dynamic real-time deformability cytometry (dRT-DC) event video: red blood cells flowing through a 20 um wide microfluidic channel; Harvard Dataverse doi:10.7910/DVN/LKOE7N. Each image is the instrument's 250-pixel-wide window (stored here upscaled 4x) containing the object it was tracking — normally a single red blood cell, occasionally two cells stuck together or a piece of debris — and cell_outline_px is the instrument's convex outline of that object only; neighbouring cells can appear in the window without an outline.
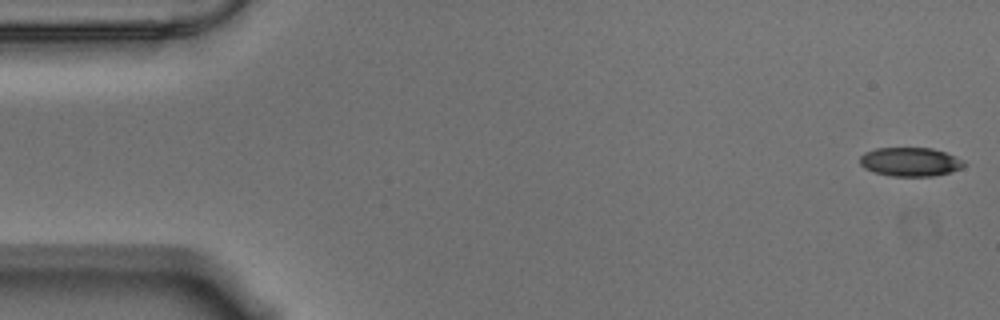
{"species": "Egyptian fruit bat (a non-hibernating species)", "species_latin": "Rousettus aegyptiacus", "temperature_condition": "warm", "stored_images_in_passage": 57, "camera_frame_rate_fps": 3000, "um_per_image_px": 0.085, "animal": {"sex": "male"}, "frame": {"image": 1, "passage_image": 1, "time_ms": 0.0, "image_size_px": [1000, 320], "cell_outline_px": [[968, 164], [960, 168], [948, 172], [932, 176], [892, 176], [876, 172], [864, 168], [860, 164], [860, 156], [864, 152], [876, 148], [932, 148], [956, 156], [964, 160]], "centroid_in_image_um": [77.37, 13.75], "position_along_channel_um": 7.6, "area_um2": 17.46}}
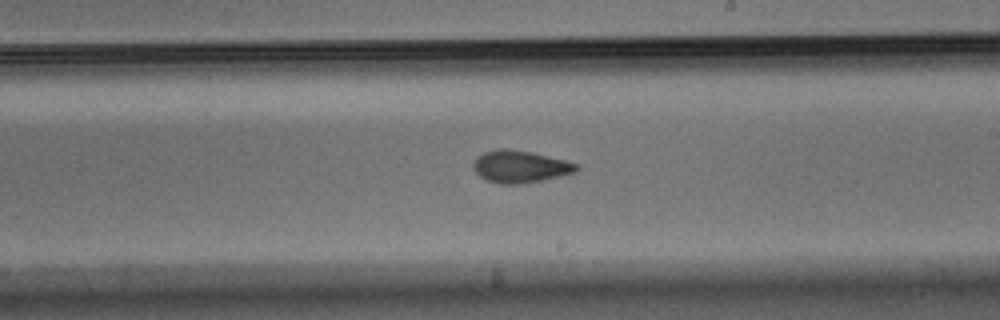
{"frame": {"image": 2, "passage_image": 32, "time_ms": 10.333, "image_size_px": [1000, 320], "cell_outline_px": [[580, 168], [576, 172], [540, 180], [520, 184], [504, 184], [488, 180], [480, 176], [472, 168], [472, 164], [476, 156], [484, 152], [496, 148], [508, 148], [532, 152], [564, 160], [576, 164]], "centroid_in_image_um": [44.16, 14.14], "position_along_channel_um": 244.8, "area_um2": 19.25}}
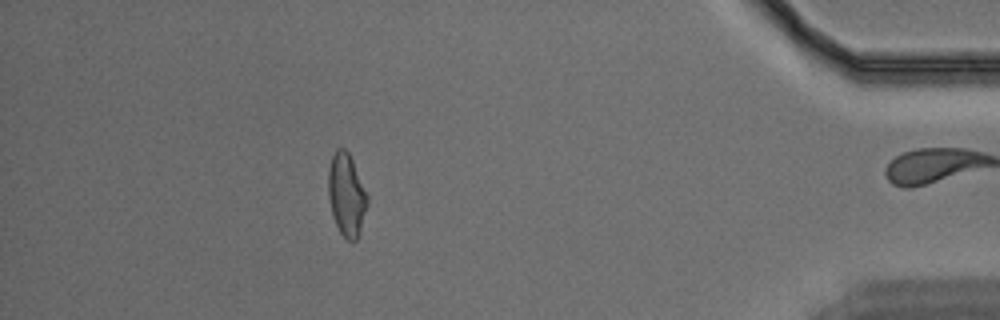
{"frame": {"image": 3, "passage_image": 50, "time_ms": 16.333, "image_size_px": [1000, 320], "cell_outline_px": [[368, 204], [356, 240], [348, 240], [340, 232], [332, 216], [328, 196], [328, 168], [332, 156], [336, 148], [344, 148], [348, 152], [352, 160], [368, 196]], "centroid_in_image_um": [29.43, 16.53], "position_along_channel_um": 405.8, "area_um2": 18.61}, "authors_computed_cell_mechanics": {"area_um2": 18.785, "velocity_mm_per_s": 3.5432, "shape_relaxation_time_tau1_ms": null, "shape_relaxation_time_tau2_ms": 2.2611, "deformation_change_tau1": null, "deformation_change_tau2": 0.0811}}